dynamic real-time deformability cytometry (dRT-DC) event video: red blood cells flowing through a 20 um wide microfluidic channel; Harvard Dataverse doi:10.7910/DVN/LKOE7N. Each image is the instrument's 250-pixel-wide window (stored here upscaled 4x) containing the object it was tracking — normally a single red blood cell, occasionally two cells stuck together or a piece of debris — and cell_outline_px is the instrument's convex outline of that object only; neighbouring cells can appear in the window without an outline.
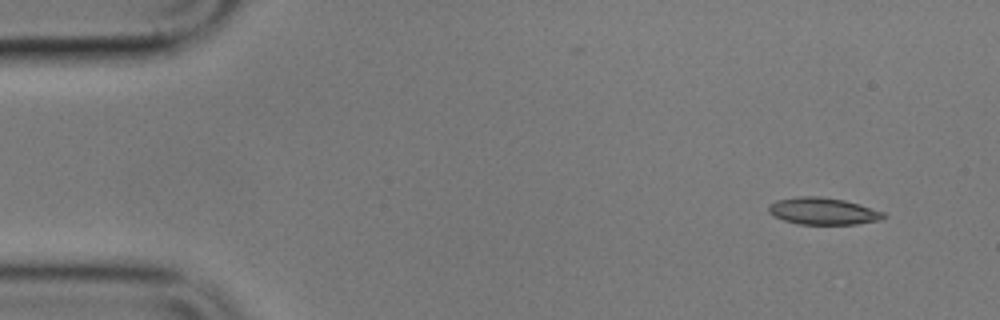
{"species": "common noctule bat (a hibernating species)", "species_latin": "Nyctalus noctula", "temperature_condition": "cold", "stored_images_in_passage": 8, "camera_frame_rate_fps": 3000, "um_per_image_px": 0.085, "animal": {"sex": "male", "body_mass_g": 17.9}, "frame": {"image": 1, "passage_image": 1, "time_ms": 0.0, "image_size_px": [1000, 320], "cell_outline_px": [[888, 216], [880, 220], [856, 224], [800, 224], [784, 220], [768, 212], [768, 208], [776, 200], [800, 196], [820, 196], [844, 200], [884, 212]], "centroid_in_image_um": [69.98, 17.95], "position_along_channel_um": 15.0, "area_um2": 17.86}}
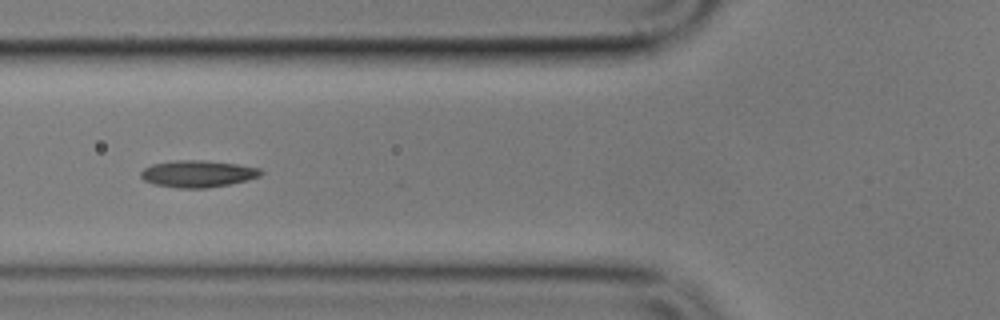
{"frame": {"image": 2, "passage_image": 6, "time_ms": 5.667, "image_size_px": [1000, 320], "cell_outline_px": [[264, 172], [260, 176], [248, 180], [208, 188], [180, 188], [152, 184], [144, 180], [140, 176], [140, 172], [144, 168], [152, 164], [176, 160], [204, 160], [236, 164], [260, 168]], "centroid_in_image_um": [16.8, 14.77], "position_along_channel_um": 109.0, "area_um2": 18.84}}
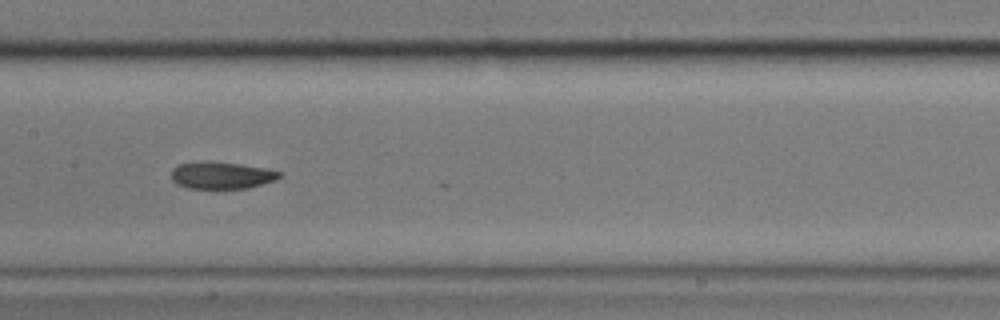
{"frame": {"image": 3, "passage_image": 8, "time_ms": 8.0, "image_size_px": [1000, 320], "cell_outline_px": [[284, 172], [276, 180], [248, 188], [188, 188], [176, 184], [172, 180], [172, 168], [180, 164], [240, 164], [268, 168]], "centroid_in_image_um": [18.91, 14.94], "position_along_channel_um": 188.5, "area_um2": 16.36}}